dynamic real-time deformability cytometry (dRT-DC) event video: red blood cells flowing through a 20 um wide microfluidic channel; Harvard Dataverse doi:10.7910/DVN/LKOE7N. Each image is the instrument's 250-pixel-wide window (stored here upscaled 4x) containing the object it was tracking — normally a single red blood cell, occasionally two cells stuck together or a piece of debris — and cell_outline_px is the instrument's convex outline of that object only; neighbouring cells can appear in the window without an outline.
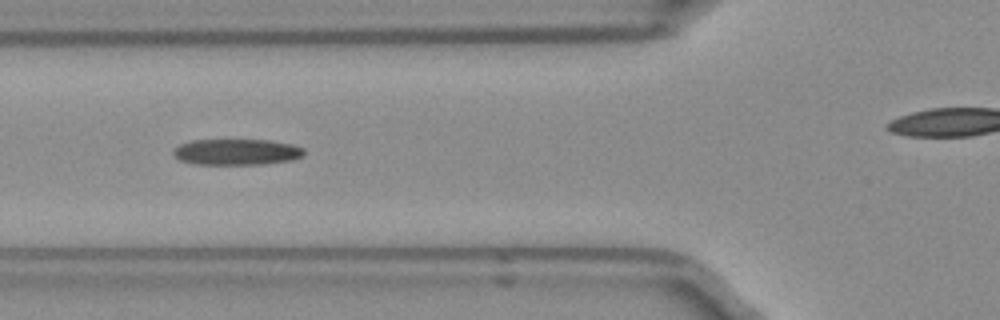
{"species": "Egyptian fruit bat (a non-hibernating species)", "species_latin": "Rousettus aegyptiacus", "temperature_condition": "room temperature", "stored_images_in_passage": 8, "camera_frame_rate_fps": 3000, "um_per_image_px": 0.085, "frame": {"image": 1, "passage_image": 4, "time_ms": 1.0, "image_size_px": [1000, 320], "cell_outline_px": [[304, 156], [292, 160], [264, 164], [196, 164], [180, 160], [172, 152], [180, 144], [192, 140], [272, 140], [292, 144], [304, 148]], "centroid_in_image_um": [20.16, 12.91], "position_along_channel_um": 105.6, "area_um2": 19.83}}